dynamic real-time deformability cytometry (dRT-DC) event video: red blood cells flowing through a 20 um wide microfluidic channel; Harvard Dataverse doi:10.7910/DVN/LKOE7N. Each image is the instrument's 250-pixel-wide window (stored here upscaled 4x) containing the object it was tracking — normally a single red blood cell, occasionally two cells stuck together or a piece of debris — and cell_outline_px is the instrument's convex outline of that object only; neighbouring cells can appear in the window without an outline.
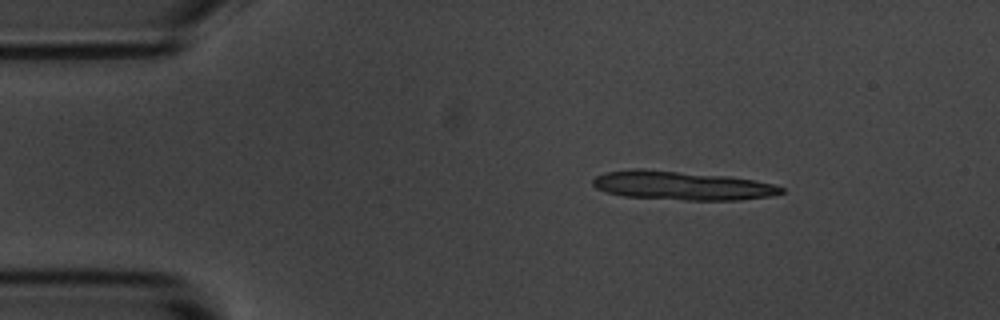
{"species": "common noctule bat (a hibernating species)", "species_latin": "Nyctalus noctula", "temperature_condition": "room temperature", "stored_images_in_passage": 10, "camera_frame_rate_fps": 3000, "um_per_image_px": 0.085, "animal": {"sex": "male", "body_mass_g": 20.1, "forearm_length_mm": 53.5}, "frame": {"image": 1, "passage_image": 4, "time_ms": 1.0, "image_size_px": [1000, 320], "cell_outline_px": [[784, 192], [772, 196], [740, 200], [684, 200], [624, 196], [604, 192], [596, 188], [592, 184], [592, 180], [596, 176], [608, 172], [676, 172], [728, 176], [756, 180], [772, 184], [784, 188]], "centroid_in_image_um": [58.09, 15.83], "position_along_channel_um": 26.9, "area_um2": 30.46}}